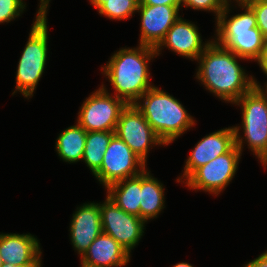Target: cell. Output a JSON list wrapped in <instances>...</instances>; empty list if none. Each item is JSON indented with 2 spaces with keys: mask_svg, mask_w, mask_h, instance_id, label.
I'll use <instances>...</instances> for the list:
<instances>
[{
  "mask_svg": "<svg viewBox=\"0 0 267 267\" xmlns=\"http://www.w3.org/2000/svg\"><path fill=\"white\" fill-rule=\"evenodd\" d=\"M49 1L40 0L36 19L18 62L16 89L13 95L19 91L25 98L33 96L44 72L48 56L47 8Z\"/></svg>",
  "mask_w": 267,
  "mask_h": 267,
  "instance_id": "cell-5",
  "label": "cell"
},
{
  "mask_svg": "<svg viewBox=\"0 0 267 267\" xmlns=\"http://www.w3.org/2000/svg\"><path fill=\"white\" fill-rule=\"evenodd\" d=\"M265 89L263 88V90L267 93V82H266V84H265Z\"/></svg>",
  "mask_w": 267,
  "mask_h": 267,
  "instance_id": "cell-33",
  "label": "cell"
},
{
  "mask_svg": "<svg viewBox=\"0 0 267 267\" xmlns=\"http://www.w3.org/2000/svg\"><path fill=\"white\" fill-rule=\"evenodd\" d=\"M238 58L243 59L211 40L197 58L195 78L219 99L233 104L256 85V79L246 74Z\"/></svg>",
  "mask_w": 267,
  "mask_h": 267,
  "instance_id": "cell-1",
  "label": "cell"
},
{
  "mask_svg": "<svg viewBox=\"0 0 267 267\" xmlns=\"http://www.w3.org/2000/svg\"><path fill=\"white\" fill-rule=\"evenodd\" d=\"M127 104L111 96L105 86H100L83 102L77 123L87 132L115 131L120 114Z\"/></svg>",
  "mask_w": 267,
  "mask_h": 267,
  "instance_id": "cell-7",
  "label": "cell"
},
{
  "mask_svg": "<svg viewBox=\"0 0 267 267\" xmlns=\"http://www.w3.org/2000/svg\"><path fill=\"white\" fill-rule=\"evenodd\" d=\"M229 2L216 20L217 37L214 41L243 60L259 62L264 52L265 38L257 27L255 13L244 0H236L244 12L227 19L231 10Z\"/></svg>",
  "mask_w": 267,
  "mask_h": 267,
  "instance_id": "cell-3",
  "label": "cell"
},
{
  "mask_svg": "<svg viewBox=\"0 0 267 267\" xmlns=\"http://www.w3.org/2000/svg\"><path fill=\"white\" fill-rule=\"evenodd\" d=\"M4 264L2 258L0 257V267H2V265Z\"/></svg>",
  "mask_w": 267,
  "mask_h": 267,
  "instance_id": "cell-32",
  "label": "cell"
},
{
  "mask_svg": "<svg viewBox=\"0 0 267 267\" xmlns=\"http://www.w3.org/2000/svg\"><path fill=\"white\" fill-rule=\"evenodd\" d=\"M139 3L140 0H105L98 12L112 20H126L137 12Z\"/></svg>",
  "mask_w": 267,
  "mask_h": 267,
  "instance_id": "cell-22",
  "label": "cell"
},
{
  "mask_svg": "<svg viewBox=\"0 0 267 267\" xmlns=\"http://www.w3.org/2000/svg\"><path fill=\"white\" fill-rule=\"evenodd\" d=\"M40 242L34 235L1 233L0 257L4 263L27 265L41 256Z\"/></svg>",
  "mask_w": 267,
  "mask_h": 267,
  "instance_id": "cell-17",
  "label": "cell"
},
{
  "mask_svg": "<svg viewBox=\"0 0 267 267\" xmlns=\"http://www.w3.org/2000/svg\"><path fill=\"white\" fill-rule=\"evenodd\" d=\"M90 3H91L96 9H99V8L105 3V0H90Z\"/></svg>",
  "mask_w": 267,
  "mask_h": 267,
  "instance_id": "cell-30",
  "label": "cell"
},
{
  "mask_svg": "<svg viewBox=\"0 0 267 267\" xmlns=\"http://www.w3.org/2000/svg\"><path fill=\"white\" fill-rule=\"evenodd\" d=\"M198 27L182 17H179L172 27L167 31L164 39L155 48L157 56L160 55L162 47L185 58L197 60L200 54L211 42L202 43Z\"/></svg>",
  "mask_w": 267,
  "mask_h": 267,
  "instance_id": "cell-14",
  "label": "cell"
},
{
  "mask_svg": "<svg viewBox=\"0 0 267 267\" xmlns=\"http://www.w3.org/2000/svg\"><path fill=\"white\" fill-rule=\"evenodd\" d=\"M254 11L257 27L267 39V1L265 0H244Z\"/></svg>",
  "mask_w": 267,
  "mask_h": 267,
  "instance_id": "cell-25",
  "label": "cell"
},
{
  "mask_svg": "<svg viewBox=\"0 0 267 267\" xmlns=\"http://www.w3.org/2000/svg\"><path fill=\"white\" fill-rule=\"evenodd\" d=\"M164 187L150 171L141 172L140 218L147 222L156 218L165 207Z\"/></svg>",
  "mask_w": 267,
  "mask_h": 267,
  "instance_id": "cell-19",
  "label": "cell"
},
{
  "mask_svg": "<svg viewBox=\"0 0 267 267\" xmlns=\"http://www.w3.org/2000/svg\"><path fill=\"white\" fill-rule=\"evenodd\" d=\"M41 257H39L36 261H34L31 264H27V265H13V264H9V263H4L2 265V267H41Z\"/></svg>",
  "mask_w": 267,
  "mask_h": 267,
  "instance_id": "cell-29",
  "label": "cell"
},
{
  "mask_svg": "<svg viewBox=\"0 0 267 267\" xmlns=\"http://www.w3.org/2000/svg\"><path fill=\"white\" fill-rule=\"evenodd\" d=\"M135 106L165 146L195 125L182 103L155 86L147 90Z\"/></svg>",
  "mask_w": 267,
  "mask_h": 267,
  "instance_id": "cell-4",
  "label": "cell"
},
{
  "mask_svg": "<svg viewBox=\"0 0 267 267\" xmlns=\"http://www.w3.org/2000/svg\"><path fill=\"white\" fill-rule=\"evenodd\" d=\"M131 254L114 238L101 233L81 257V267H121Z\"/></svg>",
  "mask_w": 267,
  "mask_h": 267,
  "instance_id": "cell-16",
  "label": "cell"
},
{
  "mask_svg": "<svg viewBox=\"0 0 267 267\" xmlns=\"http://www.w3.org/2000/svg\"><path fill=\"white\" fill-rule=\"evenodd\" d=\"M234 145L235 131L233 127L223 128L206 135L193 148L185 162L182 178L178 177L177 182H184L181 180H186L197 168L219 155L227 153Z\"/></svg>",
  "mask_w": 267,
  "mask_h": 267,
  "instance_id": "cell-13",
  "label": "cell"
},
{
  "mask_svg": "<svg viewBox=\"0 0 267 267\" xmlns=\"http://www.w3.org/2000/svg\"><path fill=\"white\" fill-rule=\"evenodd\" d=\"M241 154L234 145L227 153L197 168L183 183L190 189L218 195L234 178Z\"/></svg>",
  "mask_w": 267,
  "mask_h": 267,
  "instance_id": "cell-8",
  "label": "cell"
},
{
  "mask_svg": "<svg viewBox=\"0 0 267 267\" xmlns=\"http://www.w3.org/2000/svg\"><path fill=\"white\" fill-rule=\"evenodd\" d=\"M244 267H267V250L256 259L248 262Z\"/></svg>",
  "mask_w": 267,
  "mask_h": 267,
  "instance_id": "cell-27",
  "label": "cell"
},
{
  "mask_svg": "<svg viewBox=\"0 0 267 267\" xmlns=\"http://www.w3.org/2000/svg\"><path fill=\"white\" fill-rule=\"evenodd\" d=\"M107 197L128 214L140 217L141 173L109 185Z\"/></svg>",
  "mask_w": 267,
  "mask_h": 267,
  "instance_id": "cell-18",
  "label": "cell"
},
{
  "mask_svg": "<svg viewBox=\"0 0 267 267\" xmlns=\"http://www.w3.org/2000/svg\"><path fill=\"white\" fill-rule=\"evenodd\" d=\"M26 4L23 0H0V23H8L21 16Z\"/></svg>",
  "mask_w": 267,
  "mask_h": 267,
  "instance_id": "cell-23",
  "label": "cell"
},
{
  "mask_svg": "<svg viewBox=\"0 0 267 267\" xmlns=\"http://www.w3.org/2000/svg\"><path fill=\"white\" fill-rule=\"evenodd\" d=\"M115 135L123 140L145 164L153 145H165L135 104L127 105L122 110Z\"/></svg>",
  "mask_w": 267,
  "mask_h": 267,
  "instance_id": "cell-10",
  "label": "cell"
},
{
  "mask_svg": "<svg viewBox=\"0 0 267 267\" xmlns=\"http://www.w3.org/2000/svg\"><path fill=\"white\" fill-rule=\"evenodd\" d=\"M139 5H152V6L167 5V6L182 7V0H140Z\"/></svg>",
  "mask_w": 267,
  "mask_h": 267,
  "instance_id": "cell-26",
  "label": "cell"
},
{
  "mask_svg": "<svg viewBox=\"0 0 267 267\" xmlns=\"http://www.w3.org/2000/svg\"><path fill=\"white\" fill-rule=\"evenodd\" d=\"M137 48H122L114 53L102 67L115 90L114 95L127 105L135 104L140 97L154 87L150 83L149 62L157 57L156 50L146 45Z\"/></svg>",
  "mask_w": 267,
  "mask_h": 267,
  "instance_id": "cell-2",
  "label": "cell"
},
{
  "mask_svg": "<svg viewBox=\"0 0 267 267\" xmlns=\"http://www.w3.org/2000/svg\"><path fill=\"white\" fill-rule=\"evenodd\" d=\"M87 131L78 123L63 130L56 140V152L60 159L68 163L82 160Z\"/></svg>",
  "mask_w": 267,
  "mask_h": 267,
  "instance_id": "cell-20",
  "label": "cell"
},
{
  "mask_svg": "<svg viewBox=\"0 0 267 267\" xmlns=\"http://www.w3.org/2000/svg\"><path fill=\"white\" fill-rule=\"evenodd\" d=\"M258 65L260 66L263 73L267 75V39H265L264 52L262 58L258 62Z\"/></svg>",
  "mask_w": 267,
  "mask_h": 267,
  "instance_id": "cell-28",
  "label": "cell"
},
{
  "mask_svg": "<svg viewBox=\"0 0 267 267\" xmlns=\"http://www.w3.org/2000/svg\"><path fill=\"white\" fill-rule=\"evenodd\" d=\"M179 9L180 6L139 5L137 10L141 14L139 44L156 48L180 17Z\"/></svg>",
  "mask_w": 267,
  "mask_h": 267,
  "instance_id": "cell-12",
  "label": "cell"
},
{
  "mask_svg": "<svg viewBox=\"0 0 267 267\" xmlns=\"http://www.w3.org/2000/svg\"><path fill=\"white\" fill-rule=\"evenodd\" d=\"M115 131H93L86 133L82 160L94 174L103 162V156Z\"/></svg>",
  "mask_w": 267,
  "mask_h": 267,
  "instance_id": "cell-21",
  "label": "cell"
},
{
  "mask_svg": "<svg viewBox=\"0 0 267 267\" xmlns=\"http://www.w3.org/2000/svg\"><path fill=\"white\" fill-rule=\"evenodd\" d=\"M173 267H193V266L187 262H180L174 265Z\"/></svg>",
  "mask_w": 267,
  "mask_h": 267,
  "instance_id": "cell-31",
  "label": "cell"
},
{
  "mask_svg": "<svg viewBox=\"0 0 267 267\" xmlns=\"http://www.w3.org/2000/svg\"><path fill=\"white\" fill-rule=\"evenodd\" d=\"M102 233L114 238L129 253L143 236L146 222L128 214L106 196L100 204Z\"/></svg>",
  "mask_w": 267,
  "mask_h": 267,
  "instance_id": "cell-11",
  "label": "cell"
},
{
  "mask_svg": "<svg viewBox=\"0 0 267 267\" xmlns=\"http://www.w3.org/2000/svg\"><path fill=\"white\" fill-rule=\"evenodd\" d=\"M242 95L233 104L242 109L243 137L240 136V126H234L235 145L241 151L243 143L257 156L263 167H267V93L260 83ZM245 139V140H243ZM244 141V142H243Z\"/></svg>",
  "mask_w": 267,
  "mask_h": 267,
  "instance_id": "cell-6",
  "label": "cell"
},
{
  "mask_svg": "<svg viewBox=\"0 0 267 267\" xmlns=\"http://www.w3.org/2000/svg\"><path fill=\"white\" fill-rule=\"evenodd\" d=\"M228 0H182V7H191L194 10L212 11L216 20L222 13Z\"/></svg>",
  "mask_w": 267,
  "mask_h": 267,
  "instance_id": "cell-24",
  "label": "cell"
},
{
  "mask_svg": "<svg viewBox=\"0 0 267 267\" xmlns=\"http://www.w3.org/2000/svg\"><path fill=\"white\" fill-rule=\"evenodd\" d=\"M145 168L146 164L123 140L114 135L104 153L101 167L93 175L107 188L113 183L140 174Z\"/></svg>",
  "mask_w": 267,
  "mask_h": 267,
  "instance_id": "cell-9",
  "label": "cell"
},
{
  "mask_svg": "<svg viewBox=\"0 0 267 267\" xmlns=\"http://www.w3.org/2000/svg\"><path fill=\"white\" fill-rule=\"evenodd\" d=\"M69 231L74 249L82 256L102 233L100 203L88 202L77 207Z\"/></svg>",
  "mask_w": 267,
  "mask_h": 267,
  "instance_id": "cell-15",
  "label": "cell"
}]
</instances>
